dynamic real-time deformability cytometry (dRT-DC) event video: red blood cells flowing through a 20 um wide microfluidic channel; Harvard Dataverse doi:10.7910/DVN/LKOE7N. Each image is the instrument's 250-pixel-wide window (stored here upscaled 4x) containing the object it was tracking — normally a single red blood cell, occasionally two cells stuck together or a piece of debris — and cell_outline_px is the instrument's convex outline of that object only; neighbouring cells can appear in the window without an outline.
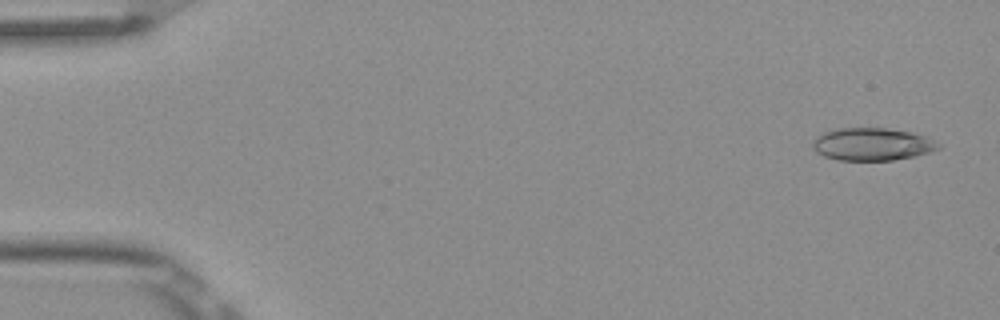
{"species": "Egyptian fruit bat (a non-hibernating species)", "species_latin": "Rousettus aegyptiacus", "temperature_condition": "room temperature", "stored_images_in_passage": 3, "camera_frame_rate_fps": 3000, "um_per_image_px": 0.085, "frame": {"image": 1, "passage_image": 1, "time_ms": 0.0, "image_size_px": [1000, 320], "cell_outline_px": [[940, 148], [928, 152], [912, 156], [892, 160], [836, 160], [824, 156], [816, 152], [812, 148], [812, 144], [816, 136], [824, 132], [836, 128], [888, 128], [912, 132], [924, 136], [940, 144]], "centroid_in_image_um": [74.08, 12.25], "position_along_channel_um": 10.9, "area_um2": 23.81}}